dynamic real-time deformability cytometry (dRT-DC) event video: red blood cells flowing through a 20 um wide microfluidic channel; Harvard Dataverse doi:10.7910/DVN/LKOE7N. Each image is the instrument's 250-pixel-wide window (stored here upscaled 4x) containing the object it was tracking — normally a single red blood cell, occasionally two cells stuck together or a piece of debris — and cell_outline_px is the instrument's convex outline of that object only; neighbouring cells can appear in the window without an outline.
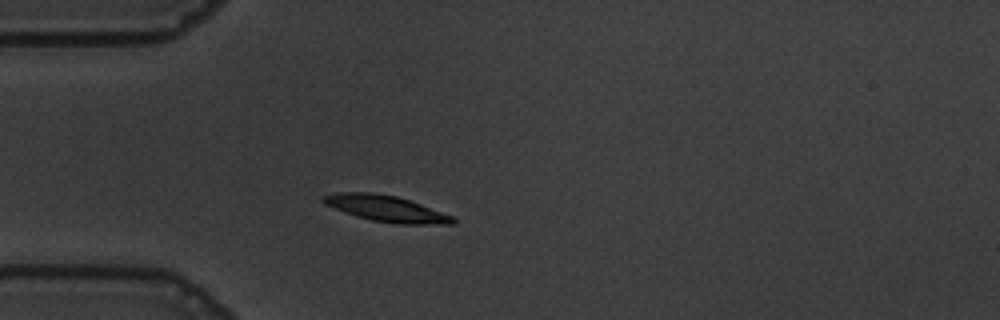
{"species": "common noctule bat (a hibernating species)", "species_latin": "Nyctalus noctula", "temperature_condition": "warm", "stored_images_in_passage": 42, "camera_frame_rate_fps": 3000, "um_per_image_px": 0.085, "animal": {"sex": "male", "body_mass_g": 19.5, "forearm_length_mm": 54.6}, "frame": {"image": 1, "passage_image": 1, "time_ms": 0.0, "image_size_px": [1000, 320], "cell_outline_px": [[456, 224], [396, 224], [372, 220], [356, 216], [344, 212], [324, 204], [320, 200], [320, 196], [340, 192], [372, 192], [396, 196], [420, 204], [452, 216], [456, 220]], "centroid_in_image_um": [32.77, 17.73], "position_along_channel_um": 52.2, "area_um2": 19.65}}
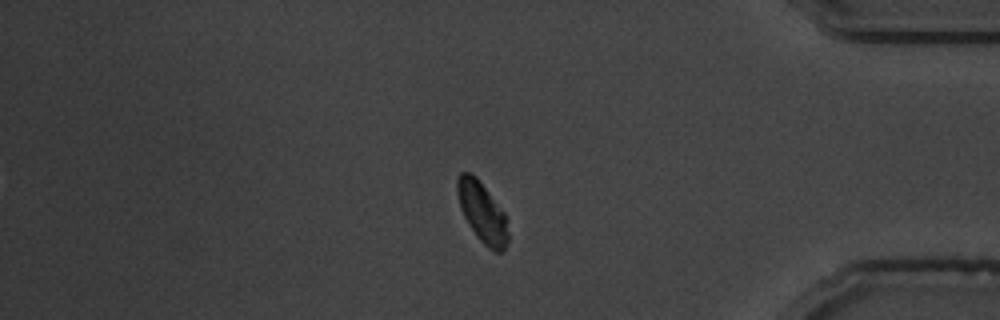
{"frame": {"image": 2, "passage_image": 33, "time_ms": 10.667, "image_size_px": [1000, 320], "cell_outline_px": [[508, 244], [500, 252], [496, 252], [488, 248], [476, 236], [468, 224], [460, 208], [456, 192], [456, 180], [460, 172], [472, 172], [476, 176], [504, 212], [508, 232]], "centroid_in_image_um": [40.96, 18.02], "position_along_channel_um": 394.2, "area_um2": 17.92}}
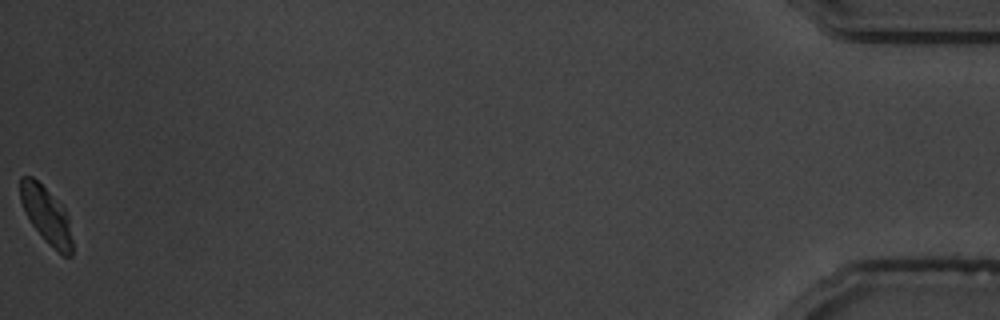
{"frame": {"image": 3, "passage_image": 42, "time_ms": 13.667, "image_size_px": [1000, 320], "cell_outline_px": [[72, 256], [64, 256], [48, 244], [44, 240], [32, 224], [20, 200], [20, 176], [32, 176], [64, 208], [68, 216], [72, 240]], "centroid_in_image_um": [3.95, 18.31], "position_along_channel_um": 431.3, "area_um2": 16.82}, "authors_computed_cell_mechanics": {"area_um2": 18.6405, "velocity_mm_per_s": 3.5516, "shape_relaxation_time_tau1_ms": 4.6168, "shape_relaxation_time_tau2_ms": null, "deformation_change_tau1": 0.1835, "deformation_change_tau2": null}}